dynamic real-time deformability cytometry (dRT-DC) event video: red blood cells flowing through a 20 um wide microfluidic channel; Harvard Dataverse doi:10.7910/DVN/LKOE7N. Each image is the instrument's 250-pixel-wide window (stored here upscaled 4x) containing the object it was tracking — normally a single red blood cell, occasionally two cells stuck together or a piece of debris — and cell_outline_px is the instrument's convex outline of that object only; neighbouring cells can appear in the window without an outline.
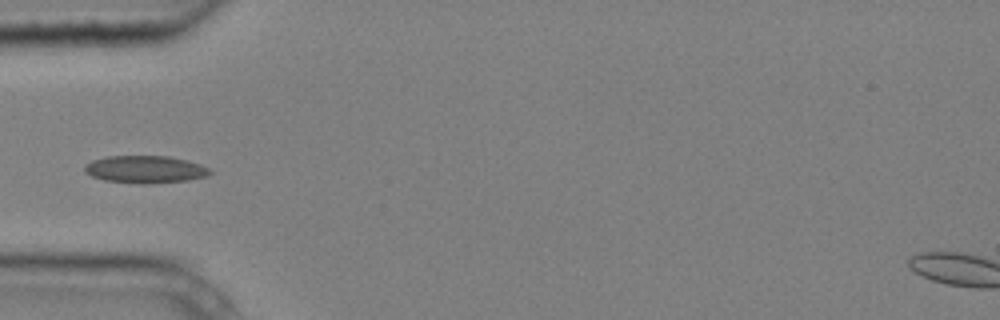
{"species": "common noctule bat (a hibernating species)", "species_latin": "Nyctalus noctula", "temperature_condition": "cold", "stored_images_in_passage": 7, "camera_frame_rate_fps": 3000, "um_per_image_px": 0.085, "animal": {"sex": "male", "body_mass_g": 20.4}, "frame": {"image": 1, "passage_image": 3, "time_ms": 0.667, "image_size_px": [1000, 320], "cell_outline_px": [[212, 172], [208, 176], [188, 180], [144, 184], [104, 180], [92, 176], [84, 172], [84, 164], [92, 160], [108, 156], [168, 156], [188, 160], [200, 164], [208, 168]], "centroid_in_image_um": [12.33, 14.39], "position_along_channel_um": 72.7, "area_um2": 20.06}}
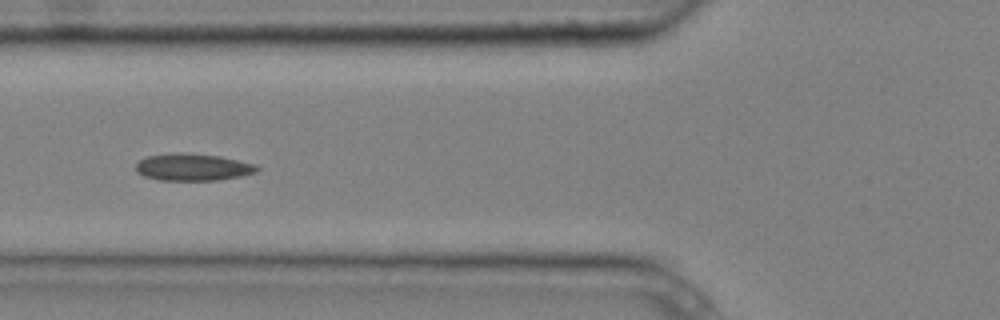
{"frame": {"image": 2, "passage_image": 5, "time_ms": 1.333, "image_size_px": [1000, 320], "cell_outline_px": [[260, 168], [256, 172], [240, 176], [216, 180], [160, 180], [144, 176], [136, 172], [136, 164], [140, 160], [148, 156], [180, 152], [184, 152], [220, 156], [256, 164]], "centroid_in_image_um": [16.4, 14.2], "position_along_channel_um": 109.4, "area_um2": 19.07}}
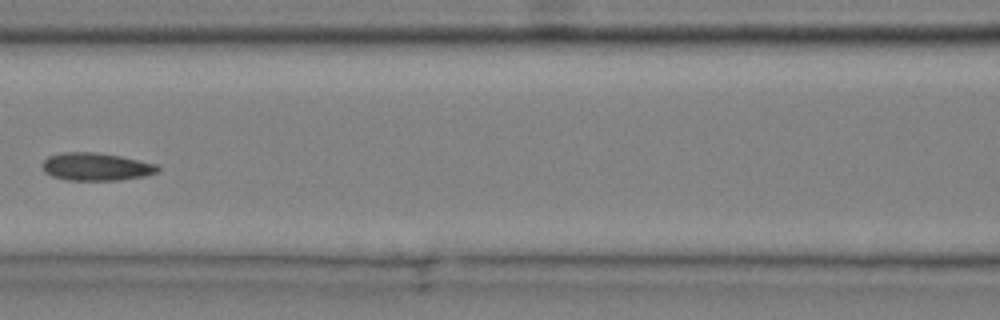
{"frame": {"image": 3, "passage_image": 6, "time_ms": 1.667, "image_size_px": [1000, 320], "cell_outline_px": [[160, 168], [156, 172], [144, 176], [120, 180], [68, 180], [52, 176], [44, 172], [44, 160], [48, 156], [60, 152], [96, 152], [120, 156], [156, 164]], "centroid_in_image_um": [8.15, 14.17], "position_along_channel_um": 158.4, "area_um2": 18.55}}